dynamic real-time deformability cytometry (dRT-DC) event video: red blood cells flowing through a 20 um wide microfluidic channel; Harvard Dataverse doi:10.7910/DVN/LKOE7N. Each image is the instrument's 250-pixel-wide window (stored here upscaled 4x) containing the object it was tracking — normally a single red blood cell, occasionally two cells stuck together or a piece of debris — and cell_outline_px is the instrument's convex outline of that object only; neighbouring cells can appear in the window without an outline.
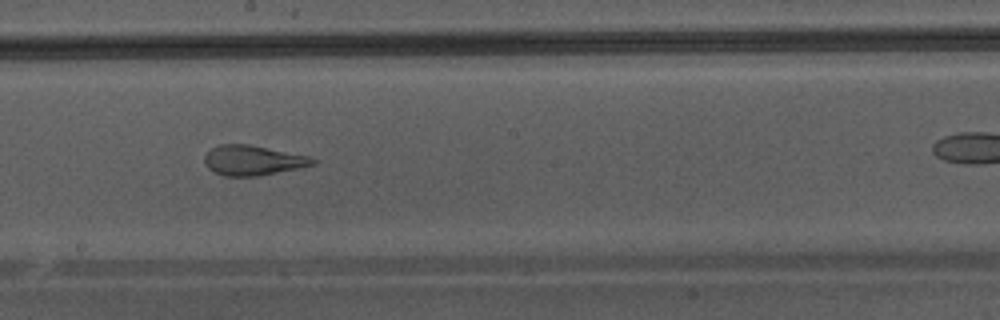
{"species": "Egyptian fruit bat (a non-hibernating species)", "species_latin": "Rousettus aegyptiacus", "temperature_condition": "warm", "stored_images_in_passage": 29, "camera_frame_rate_fps": 3000, "um_per_image_px": 0.085, "animal": {"sex": "male"}, "frame": {"image": 1, "passage_image": 17, "time_ms": 5.333, "image_size_px": [1000, 320], "cell_outline_px": [[320, 160], [316, 164], [300, 168], [256, 176], [224, 176], [208, 168], [204, 164], [204, 156], [212, 148], [220, 144], [248, 144], [312, 156]], "centroid_in_image_um": [21.56, 13.62], "position_along_channel_um": 226.6, "area_um2": 19.07}}